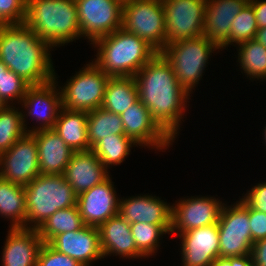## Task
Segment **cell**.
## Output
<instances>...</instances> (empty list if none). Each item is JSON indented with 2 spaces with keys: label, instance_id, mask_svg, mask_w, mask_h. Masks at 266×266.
<instances>
[{
  "label": "cell",
  "instance_id": "1",
  "mask_svg": "<svg viewBox=\"0 0 266 266\" xmlns=\"http://www.w3.org/2000/svg\"><path fill=\"white\" fill-rule=\"evenodd\" d=\"M139 100L152 118L175 141L190 94L178 83L171 64L157 53L134 76Z\"/></svg>",
  "mask_w": 266,
  "mask_h": 266
},
{
  "label": "cell",
  "instance_id": "2",
  "mask_svg": "<svg viewBox=\"0 0 266 266\" xmlns=\"http://www.w3.org/2000/svg\"><path fill=\"white\" fill-rule=\"evenodd\" d=\"M52 49L25 24L0 25V60L30 86L54 79Z\"/></svg>",
  "mask_w": 266,
  "mask_h": 266
},
{
  "label": "cell",
  "instance_id": "3",
  "mask_svg": "<svg viewBox=\"0 0 266 266\" xmlns=\"http://www.w3.org/2000/svg\"><path fill=\"white\" fill-rule=\"evenodd\" d=\"M92 45L97 50L92 61L110 77H134L158 53L123 28L98 38Z\"/></svg>",
  "mask_w": 266,
  "mask_h": 266
},
{
  "label": "cell",
  "instance_id": "4",
  "mask_svg": "<svg viewBox=\"0 0 266 266\" xmlns=\"http://www.w3.org/2000/svg\"><path fill=\"white\" fill-rule=\"evenodd\" d=\"M24 24L52 48L82 38L75 0H27Z\"/></svg>",
  "mask_w": 266,
  "mask_h": 266
},
{
  "label": "cell",
  "instance_id": "5",
  "mask_svg": "<svg viewBox=\"0 0 266 266\" xmlns=\"http://www.w3.org/2000/svg\"><path fill=\"white\" fill-rule=\"evenodd\" d=\"M24 189L27 229H38L57 210L77 206V194L63 175L39 174Z\"/></svg>",
  "mask_w": 266,
  "mask_h": 266
},
{
  "label": "cell",
  "instance_id": "6",
  "mask_svg": "<svg viewBox=\"0 0 266 266\" xmlns=\"http://www.w3.org/2000/svg\"><path fill=\"white\" fill-rule=\"evenodd\" d=\"M219 49L214 42L200 36L168 43L161 54L171 64L179 85L191 94L204 75L208 59Z\"/></svg>",
  "mask_w": 266,
  "mask_h": 266
},
{
  "label": "cell",
  "instance_id": "7",
  "mask_svg": "<svg viewBox=\"0 0 266 266\" xmlns=\"http://www.w3.org/2000/svg\"><path fill=\"white\" fill-rule=\"evenodd\" d=\"M109 75L93 61L83 66L59 86L62 107L72 111L90 112L102 106Z\"/></svg>",
  "mask_w": 266,
  "mask_h": 266
},
{
  "label": "cell",
  "instance_id": "8",
  "mask_svg": "<svg viewBox=\"0 0 266 266\" xmlns=\"http://www.w3.org/2000/svg\"><path fill=\"white\" fill-rule=\"evenodd\" d=\"M122 28L161 53L167 45L162 1L135 0L123 4Z\"/></svg>",
  "mask_w": 266,
  "mask_h": 266
},
{
  "label": "cell",
  "instance_id": "9",
  "mask_svg": "<svg viewBox=\"0 0 266 266\" xmlns=\"http://www.w3.org/2000/svg\"><path fill=\"white\" fill-rule=\"evenodd\" d=\"M217 225L219 257H240L251 254L253 241L248 204L242 198L231 206L224 203Z\"/></svg>",
  "mask_w": 266,
  "mask_h": 266
},
{
  "label": "cell",
  "instance_id": "10",
  "mask_svg": "<svg viewBox=\"0 0 266 266\" xmlns=\"http://www.w3.org/2000/svg\"><path fill=\"white\" fill-rule=\"evenodd\" d=\"M56 74H54V79L48 83L29 86L20 102L21 108H23L21 109L23 125L27 133L53 129L55 126L62 108L61 92L58 87V81L56 80L58 75ZM27 117L36 120L39 124L28 129L26 123Z\"/></svg>",
  "mask_w": 266,
  "mask_h": 266
},
{
  "label": "cell",
  "instance_id": "11",
  "mask_svg": "<svg viewBox=\"0 0 266 266\" xmlns=\"http://www.w3.org/2000/svg\"><path fill=\"white\" fill-rule=\"evenodd\" d=\"M207 0H162L166 43L203 36Z\"/></svg>",
  "mask_w": 266,
  "mask_h": 266
},
{
  "label": "cell",
  "instance_id": "12",
  "mask_svg": "<svg viewBox=\"0 0 266 266\" xmlns=\"http://www.w3.org/2000/svg\"><path fill=\"white\" fill-rule=\"evenodd\" d=\"M82 37L92 44L122 28L123 5L118 0H75Z\"/></svg>",
  "mask_w": 266,
  "mask_h": 266
},
{
  "label": "cell",
  "instance_id": "13",
  "mask_svg": "<svg viewBox=\"0 0 266 266\" xmlns=\"http://www.w3.org/2000/svg\"><path fill=\"white\" fill-rule=\"evenodd\" d=\"M39 174L38 147L31 133L0 155V177L5 180L25 187Z\"/></svg>",
  "mask_w": 266,
  "mask_h": 266
},
{
  "label": "cell",
  "instance_id": "14",
  "mask_svg": "<svg viewBox=\"0 0 266 266\" xmlns=\"http://www.w3.org/2000/svg\"><path fill=\"white\" fill-rule=\"evenodd\" d=\"M218 199L199 195L175 201L172 205L171 233L181 234L192 229L217 224L224 205V202Z\"/></svg>",
  "mask_w": 266,
  "mask_h": 266
},
{
  "label": "cell",
  "instance_id": "15",
  "mask_svg": "<svg viewBox=\"0 0 266 266\" xmlns=\"http://www.w3.org/2000/svg\"><path fill=\"white\" fill-rule=\"evenodd\" d=\"M125 135L141 148L166 150L174 140L152 118L147 107L138 99L121 115Z\"/></svg>",
  "mask_w": 266,
  "mask_h": 266
},
{
  "label": "cell",
  "instance_id": "16",
  "mask_svg": "<svg viewBox=\"0 0 266 266\" xmlns=\"http://www.w3.org/2000/svg\"><path fill=\"white\" fill-rule=\"evenodd\" d=\"M109 176L103 182L77 195V206L84 225L98 227L119 213V200Z\"/></svg>",
  "mask_w": 266,
  "mask_h": 266
},
{
  "label": "cell",
  "instance_id": "17",
  "mask_svg": "<svg viewBox=\"0 0 266 266\" xmlns=\"http://www.w3.org/2000/svg\"><path fill=\"white\" fill-rule=\"evenodd\" d=\"M182 266H212L219 257L218 225L212 224L178 234Z\"/></svg>",
  "mask_w": 266,
  "mask_h": 266
},
{
  "label": "cell",
  "instance_id": "18",
  "mask_svg": "<svg viewBox=\"0 0 266 266\" xmlns=\"http://www.w3.org/2000/svg\"><path fill=\"white\" fill-rule=\"evenodd\" d=\"M48 244L83 266H91L93 262L104 259L96 226L84 225L78 231L60 233Z\"/></svg>",
  "mask_w": 266,
  "mask_h": 266
},
{
  "label": "cell",
  "instance_id": "19",
  "mask_svg": "<svg viewBox=\"0 0 266 266\" xmlns=\"http://www.w3.org/2000/svg\"><path fill=\"white\" fill-rule=\"evenodd\" d=\"M119 214L129 224L172 225V205L152 194L121 198Z\"/></svg>",
  "mask_w": 266,
  "mask_h": 266
},
{
  "label": "cell",
  "instance_id": "20",
  "mask_svg": "<svg viewBox=\"0 0 266 266\" xmlns=\"http://www.w3.org/2000/svg\"><path fill=\"white\" fill-rule=\"evenodd\" d=\"M92 150L73 152L64 173L65 180L78 195L106 180L111 174Z\"/></svg>",
  "mask_w": 266,
  "mask_h": 266
},
{
  "label": "cell",
  "instance_id": "21",
  "mask_svg": "<svg viewBox=\"0 0 266 266\" xmlns=\"http://www.w3.org/2000/svg\"><path fill=\"white\" fill-rule=\"evenodd\" d=\"M104 258L115 255L125 259L145 258L138 250L131 234L130 224L118 213L98 227Z\"/></svg>",
  "mask_w": 266,
  "mask_h": 266
},
{
  "label": "cell",
  "instance_id": "22",
  "mask_svg": "<svg viewBox=\"0 0 266 266\" xmlns=\"http://www.w3.org/2000/svg\"><path fill=\"white\" fill-rule=\"evenodd\" d=\"M2 250V266H36L43 240L37 229L8 230Z\"/></svg>",
  "mask_w": 266,
  "mask_h": 266
},
{
  "label": "cell",
  "instance_id": "23",
  "mask_svg": "<svg viewBox=\"0 0 266 266\" xmlns=\"http://www.w3.org/2000/svg\"><path fill=\"white\" fill-rule=\"evenodd\" d=\"M249 0H207L203 36L220 47L230 36L234 18Z\"/></svg>",
  "mask_w": 266,
  "mask_h": 266
},
{
  "label": "cell",
  "instance_id": "24",
  "mask_svg": "<svg viewBox=\"0 0 266 266\" xmlns=\"http://www.w3.org/2000/svg\"><path fill=\"white\" fill-rule=\"evenodd\" d=\"M38 147L40 174L62 175L73 154L71 148L53 130L31 133Z\"/></svg>",
  "mask_w": 266,
  "mask_h": 266
},
{
  "label": "cell",
  "instance_id": "25",
  "mask_svg": "<svg viewBox=\"0 0 266 266\" xmlns=\"http://www.w3.org/2000/svg\"><path fill=\"white\" fill-rule=\"evenodd\" d=\"M87 116L84 111L61 108L53 130L73 152L91 150L87 136Z\"/></svg>",
  "mask_w": 266,
  "mask_h": 266
},
{
  "label": "cell",
  "instance_id": "26",
  "mask_svg": "<svg viewBox=\"0 0 266 266\" xmlns=\"http://www.w3.org/2000/svg\"><path fill=\"white\" fill-rule=\"evenodd\" d=\"M0 216L10 220L9 228H25L26 192L24 186L0 177Z\"/></svg>",
  "mask_w": 266,
  "mask_h": 266
},
{
  "label": "cell",
  "instance_id": "27",
  "mask_svg": "<svg viewBox=\"0 0 266 266\" xmlns=\"http://www.w3.org/2000/svg\"><path fill=\"white\" fill-rule=\"evenodd\" d=\"M138 99V89L134 77H110L106 84L101 107L121 115Z\"/></svg>",
  "mask_w": 266,
  "mask_h": 266
},
{
  "label": "cell",
  "instance_id": "28",
  "mask_svg": "<svg viewBox=\"0 0 266 266\" xmlns=\"http://www.w3.org/2000/svg\"><path fill=\"white\" fill-rule=\"evenodd\" d=\"M125 135L121 116L102 107L88 112L87 136L90 148L110 135Z\"/></svg>",
  "mask_w": 266,
  "mask_h": 266
},
{
  "label": "cell",
  "instance_id": "29",
  "mask_svg": "<svg viewBox=\"0 0 266 266\" xmlns=\"http://www.w3.org/2000/svg\"><path fill=\"white\" fill-rule=\"evenodd\" d=\"M237 46L236 62L239 63L242 74L245 73L251 81L266 80V48L254 39Z\"/></svg>",
  "mask_w": 266,
  "mask_h": 266
},
{
  "label": "cell",
  "instance_id": "30",
  "mask_svg": "<svg viewBox=\"0 0 266 266\" xmlns=\"http://www.w3.org/2000/svg\"><path fill=\"white\" fill-rule=\"evenodd\" d=\"M138 147L131 138L126 135H110L97 142L91 150L97 155L101 163L108 170L110 166L123 163L130 155L132 147Z\"/></svg>",
  "mask_w": 266,
  "mask_h": 266
},
{
  "label": "cell",
  "instance_id": "31",
  "mask_svg": "<svg viewBox=\"0 0 266 266\" xmlns=\"http://www.w3.org/2000/svg\"><path fill=\"white\" fill-rule=\"evenodd\" d=\"M84 226L78 206L57 210L38 229L43 243L63 232L78 231Z\"/></svg>",
  "mask_w": 266,
  "mask_h": 266
},
{
  "label": "cell",
  "instance_id": "32",
  "mask_svg": "<svg viewBox=\"0 0 266 266\" xmlns=\"http://www.w3.org/2000/svg\"><path fill=\"white\" fill-rule=\"evenodd\" d=\"M172 225H155L148 223L130 224L131 234L137 250L146 258L157 253L160 240L165 234H171Z\"/></svg>",
  "mask_w": 266,
  "mask_h": 266
},
{
  "label": "cell",
  "instance_id": "33",
  "mask_svg": "<svg viewBox=\"0 0 266 266\" xmlns=\"http://www.w3.org/2000/svg\"><path fill=\"white\" fill-rule=\"evenodd\" d=\"M26 134L20 108L7 105L0 110V155Z\"/></svg>",
  "mask_w": 266,
  "mask_h": 266
},
{
  "label": "cell",
  "instance_id": "34",
  "mask_svg": "<svg viewBox=\"0 0 266 266\" xmlns=\"http://www.w3.org/2000/svg\"><path fill=\"white\" fill-rule=\"evenodd\" d=\"M258 25L252 5L248 2L240 13L234 18L230 28L229 38L219 47L228 49L229 45L237 47L238 44L254 39ZM235 43V44H234ZM236 45V46H235Z\"/></svg>",
  "mask_w": 266,
  "mask_h": 266
},
{
  "label": "cell",
  "instance_id": "35",
  "mask_svg": "<svg viewBox=\"0 0 266 266\" xmlns=\"http://www.w3.org/2000/svg\"><path fill=\"white\" fill-rule=\"evenodd\" d=\"M29 86L21 77L8 69L0 81V97L6 105L15 104L14 100L20 104Z\"/></svg>",
  "mask_w": 266,
  "mask_h": 266
},
{
  "label": "cell",
  "instance_id": "36",
  "mask_svg": "<svg viewBox=\"0 0 266 266\" xmlns=\"http://www.w3.org/2000/svg\"><path fill=\"white\" fill-rule=\"evenodd\" d=\"M27 0H0V25L24 24Z\"/></svg>",
  "mask_w": 266,
  "mask_h": 266
},
{
  "label": "cell",
  "instance_id": "37",
  "mask_svg": "<svg viewBox=\"0 0 266 266\" xmlns=\"http://www.w3.org/2000/svg\"><path fill=\"white\" fill-rule=\"evenodd\" d=\"M36 266H83L77 260L59 253L48 243H43L38 254Z\"/></svg>",
  "mask_w": 266,
  "mask_h": 266
},
{
  "label": "cell",
  "instance_id": "38",
  "mask_svg": "<svg viewBox=\"0 0 266 266\" xmlns=\"http://www.w3.org/2000/svg\"><path fill=\"white\" fill-rule=\"evenodd\" d=\"M241 198L251 208L266 213V181L254 185Z\"/></svg>",
  "mask_w": 266,
  "mask_h": 266
},
{
  "label": "cell",
  "instance_id": "39",
  "mask_svg": "<svg viewBox=\"0 0 266 266\" xmlns=\"http://www.w3.org/2000/svg\"><path fill=\"white\" fill-rule=\"evenodd\" d=\"M248 218L252 241L257 242L266 238V213L257 211L248 205Z\"/></svg>",
  "mask_w": 266,
  "mask_h": 266
},
{
  "label": "cell",
  "instance_id": "40",
  "mask_svg": "<svg viewBox=\"0 0 266 266\" xmlns=\"http://www.w3.org/2000/svg\"><path fill=\"white\" fill-rule=\"evenodd\" d=\"M212 266H254L251 254L240 257H218Z\"/></svg>",
  "mask_w": 266,
  "mask_h": 266
},
{
  "label": "cell",
  "instance_id": "41",
  "mask_svg": "<svg viewBox=\"0 0 266 266\" xmlns=\"http://www.w3.org/2000/svg\"><path fill=\"white\" fill-rule=\"evenodd\" d=\"M251 256L254 266H266V238L253 243Z\"/></svg>",
  "mask_w": 266,
  "mask_h": 266
},
{
  "label": "cell",
  "instance_id": "42",
  "mask_svg": "<svg viewBox=\"0 0 266 266\" xmlns=\"http://www.w3.org/2000/svg\"><path fill=\"white\" fill-rule=\"evenodd\" d=\"M252 5L258 29L266 27V0H249Z\"/></svg>",
  "mask_w": 266,
  "mask_h": 266
},
{
  "label": "cell",
  "instance_id": "43",
  "mask_svg": "<svg viewBox=\"0 0 266 266\" xmlns=\"http://www.w3.org/2000/svg\"><path fill=\"white\" fill-rule=\"evenodd\" d=\"M254 40L262 44L266 48V27L260 28L256 31Z\"/></svg>",
  "mask_w": 266,
  "mask_h": 266
},
{
  "label": "cell",
  "instance_id": "44",
  "mask_svg": "<svg viewBox=\"0 0 266 266\" xmlns=\"http://www.w3.org/2000/svg\"><path fill=\"white\" fill-rule=\"evenodd\" d=\"M8 67L0 60V81L3 77V74H6Z\"/></svg>",
  "mask_w": 266,
  "mask_h": 266
},
{
  "label": "cell",
  "instance_id": "45",
  "mask_svg": "<svg viewBox=\"0 0 266 266\" xmlns=\"http://www.w3.org/2000/svg\"><path fill=\"white\" fill-rule=\"evenodd\" d=\"M7 105L4 103V101L0 97V110L4 109Z\"/></svg>",
  "mask_w": 266,
  "mask_h": 266
},
{
  "label": "cell",
  "instance_id": "46",
  "mask_svg": "<svg viewBox=\"0 0 266 266\" xmlns=\"http://www.w3.org/2000/svg\"><path fill=\"white\" fill-rule=\"evenodd\" d=\"M118 1L123 5L125 3L132 2V1H135V0H118Z\"/></svg>",
  "mask_w": 266,
  "mask_h": 266
},
{
  "label": "cell",
  "instance_id": "47",
  "mask_svg": "<svg viewBox=\"0 0 266 266\" xmlns=\"http://www.w3.org/2000/svg\"><path fill=\"white\" fill-rule=\"evenodd\" d=\"M263 130H264V134H263V135H264V139H265L264 141H265V143H266V125H265V127H264ZM265 145H266V144H265Z\"/></svg>",
  "mask_w": 266,
  "mask_h": 266
}]
</instances>
